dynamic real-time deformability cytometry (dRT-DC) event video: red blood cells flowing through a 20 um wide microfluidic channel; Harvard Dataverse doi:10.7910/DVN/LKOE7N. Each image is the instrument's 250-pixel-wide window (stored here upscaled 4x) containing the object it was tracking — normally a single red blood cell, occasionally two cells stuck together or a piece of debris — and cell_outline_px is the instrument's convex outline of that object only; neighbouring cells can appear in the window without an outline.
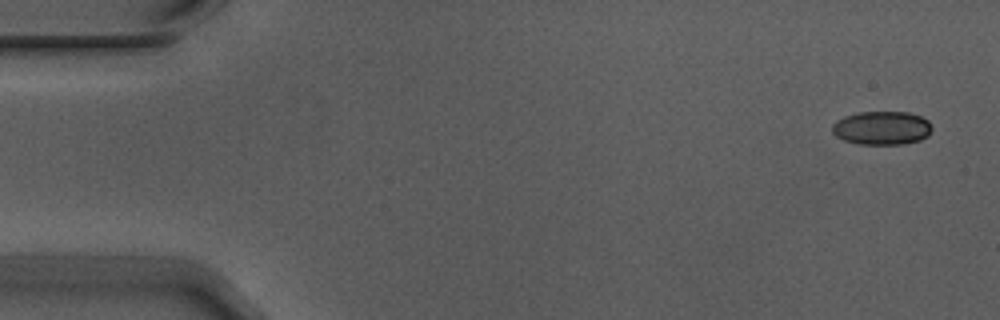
{"species": "Egyptian fruit bat (a non-hibernating species)", "species_latin": "Rousettus aegyptiacus", "temperature_condition": "warm", "stored_images_in_passage": 2, "camera_frame_rate_fps": 3000, "um_per_image_px": 0.085, "animal": {"sex": "male"}, "frame": {"image": 1, "passage_image": 1, "time_ms": 0.0, "image_size_px": [1000, 320], "cell_outline_px": [[932, 128], [928, 136], [920, 140], [900, 144], [860, 144], [844, 140], [836, 136], [832, 132], [832, 124], [836, 120], [844, 116], [860, 112], [908, 112], [920, 116], [928, 120]], "centroid_in_image_um": [74.95, 10.87], "position_along_channel_um": 10.1, "area_um2": 19.54}}